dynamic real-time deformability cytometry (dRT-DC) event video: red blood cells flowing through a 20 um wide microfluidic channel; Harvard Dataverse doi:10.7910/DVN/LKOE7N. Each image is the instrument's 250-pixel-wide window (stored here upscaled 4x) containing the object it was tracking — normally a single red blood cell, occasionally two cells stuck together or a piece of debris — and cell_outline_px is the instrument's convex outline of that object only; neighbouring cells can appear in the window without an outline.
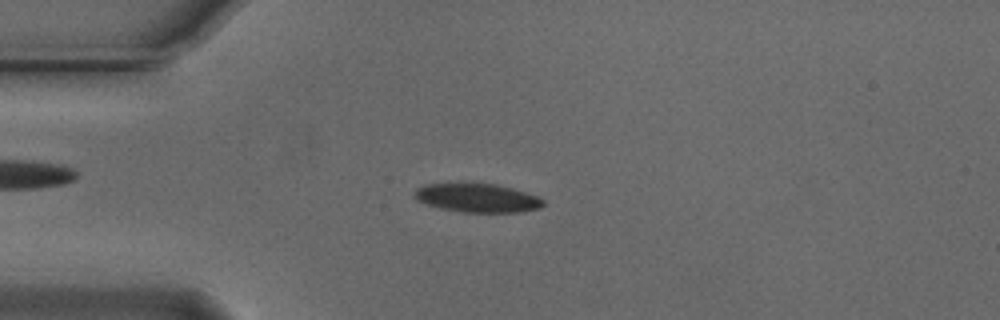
{"species": "Egyptian fruit bat (a non-hibernating species)", "species_latin": "Rousettus aegyptiacus", "temperature_condition": "cold", "stored_images_in_passage": 16, "camera_frame_rate_fps": 3000, "um_per_image_px": 0.085, "animal": {"sex": "male"}, "frame": {"image": 1, "passage_image": 2, "time_ms": 0.333, "image_size_px": [1000, 320], "cell_outline_px": [[544, 204], [540, 208], [520, 212], [460, 212], [440, 208], [416, 200], [412, 196], [412, 192], [416, 188], [424, 184], [460, 180], [496, 184], [512, 188], [536, 196], [544, 200]], "centroid_in_image_um": [40.46, 16.77], "position_along_channel_um": 44.5, "area_um2": 22.48}}
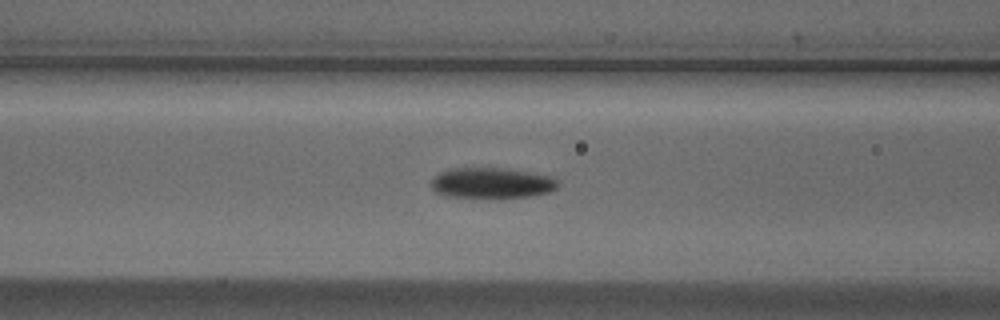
{"frame": {"image": 2, "passage_image": 10, "time_ms": 3.0, "image_size_px": [1000, 320], "cell_outline_px": [[560, 184], [556, 188], [548, 192], [528, 196], [500, 200], [488, 200], [444, 196], [436, 192], [432, 188], [432, 180], [440, 172], [448, 168], [500, 168], [528, 172], [552, 176], [560, 180]], "centroid_in_image_um": [41.8, 15.6], "position_along_channel_um": 124.8, "area_um2": 23.47}}
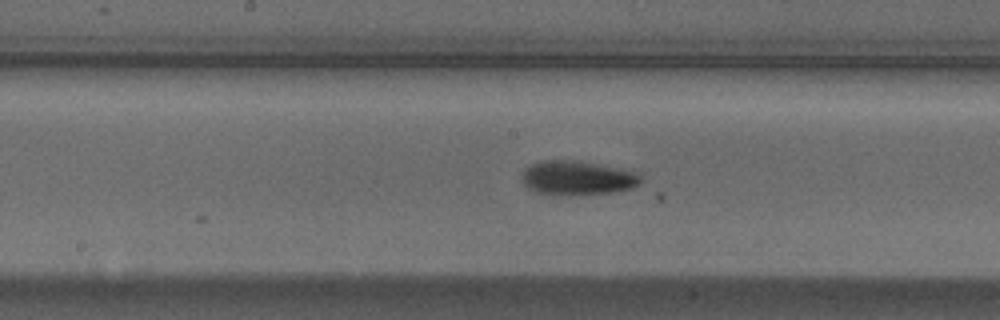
{"frame": {"image": 3, "passage_image": 16, "time_ms": 5.0, "image_size_px": [1000, 320], "cell_outline_px": [[640, 184], [632, 188], [616, 192], [536, 192], [528, 188], [520, 180], [524, 168], [532, 164], [544, 160], [564, 160], [592, 164], [640, 172]], "centroid_in_image_um": [49.07, 15.09], "position_along_channel_um": 199.1, "area_um2": 22.48}}